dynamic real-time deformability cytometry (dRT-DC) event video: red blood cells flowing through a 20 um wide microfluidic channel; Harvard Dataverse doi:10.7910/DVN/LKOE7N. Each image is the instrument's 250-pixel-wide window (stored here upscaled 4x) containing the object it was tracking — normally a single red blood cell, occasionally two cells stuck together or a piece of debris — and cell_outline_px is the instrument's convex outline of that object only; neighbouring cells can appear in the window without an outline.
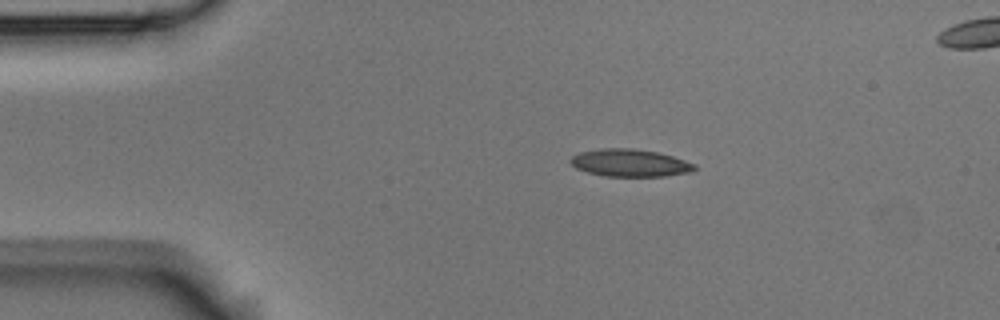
{"species": "Egyptian fruit bat (a non-hibernating species)", "species_latin": "Rousettus aegyptiacus", "temperature_condition": "room temperature", "stored_images_in_passage": 4, "camera_frame_rate_fps": 3000, "um_per_image_px": 0.085, "animal": {"sex": "male"}, "frame": {"image": 1, "passage_image": 2, "time_ms": 0.333, "image_size_px": [1000, 320], "cell_outline_px": [[696, 168], [692, 172], [664, 176], [604, 176], [588, 172], [576, 168], [568, 160], [572, 156], [580, 152], [600, 148], [632, 148], [656, 152], [672, 156], [696, 164]], "centroid_in_image_um": [53.54, 13.84], "position_along_channel_um": 31.5, "area_um2": 19.83}}